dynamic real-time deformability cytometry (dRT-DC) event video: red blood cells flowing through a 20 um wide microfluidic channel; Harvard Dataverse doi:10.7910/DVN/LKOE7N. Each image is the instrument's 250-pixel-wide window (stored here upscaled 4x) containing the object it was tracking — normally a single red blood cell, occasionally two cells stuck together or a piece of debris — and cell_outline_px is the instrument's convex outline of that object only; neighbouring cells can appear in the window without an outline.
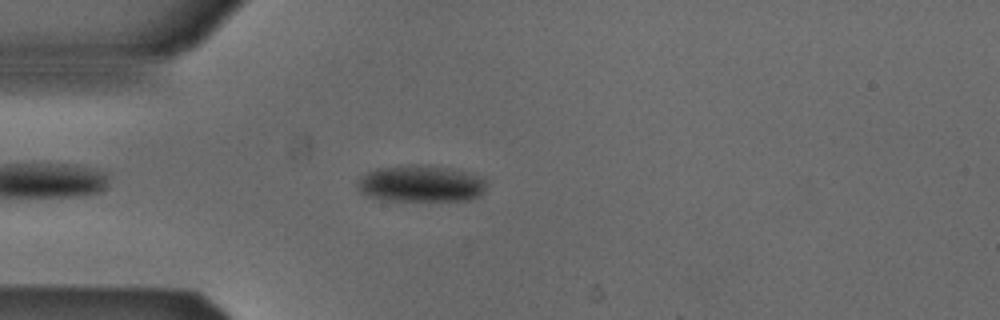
{"species": "Egyptian fruit bat (a non-hibernating species)", "species_latin": "Rousettus aegyptiacus", "temperature_condition": "cold", "stored_images_in_passage": 44, "camera_frame_rate_fps": 3000, "um_per_image_px": 0.085, "animal": {"sex": "male"}, "frame": {"image": 1, "passage_image": 5, "time_ms": 1.333, "image_size_px": [1000, 320], "cell_outline_px": [[484, 192], [480, 196], [472, 200], [380, 200], [368, 196], [360, 192], [356, 188], [356, 184], [360, 176], [376, 168], [416, 164], [428, 164], [448, 168], [484, 180]], "centroid_in_image_um": [35.67, 15.62], "position_along_channel_um": 49.3, "area_um2": 27.34}}
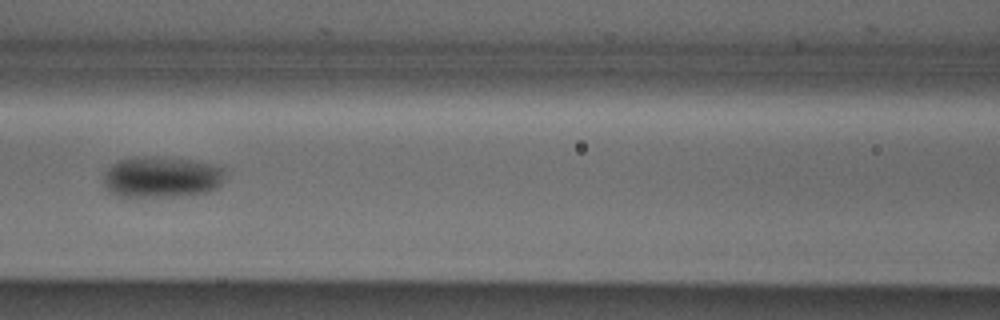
{"frame": {"image": 2, "passage_image": 14, "time_ms": 4.333, "image_size_px": [1000, 320], "cell_outline_px": [[224, 180], [216, 188], [208, 192], [192, 196], [120, 196], [108, 192], [104, 184], [104, 172], [116, 160], [132, 156], [156, 156], [196, 160], [216, 164], [224, 168]], "centroid_in_image_um": [13.75, 15.03], "position_along_channel_um": 152.8, "area_um2": 29.88}}
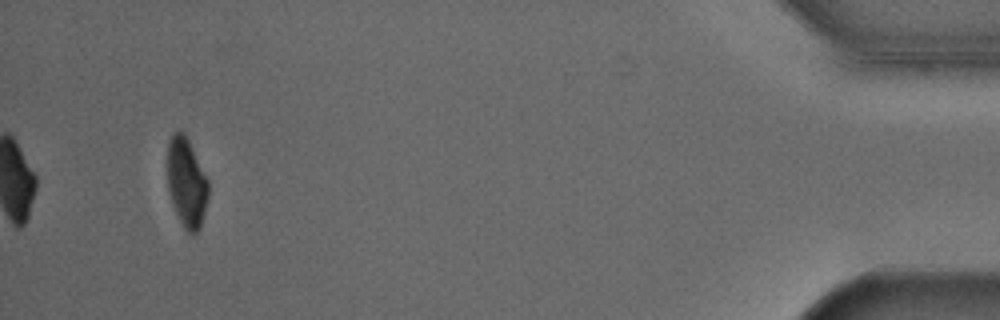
{"frame": {"image": 3, "passage_image": 41, "time_ms": 13.333, "image_size_px": [1000, 320], "cell_outline_px": [[208, 196], [200, 228], [192, 236], [184, 228], [172, 204], [168, 192], [168, 140], [172, 132], [180, 128], [184, 132], [208, 180]], "centroid_in_image_um": [15.84, 15.49], "position_along_channel_um": 419.4, "area_um2": 21.27}, "authors_computed_cell_mechanics": {"area_um2": 26.877, "velocity_mm_per_s": 3.8552, "shape_relaxation_time_tau1_ms": 3.0542, "shape_relaxation_time_tau2_ms": null, "deformation_change_tau1": 0.079, "deformation_change_tau2": null}}